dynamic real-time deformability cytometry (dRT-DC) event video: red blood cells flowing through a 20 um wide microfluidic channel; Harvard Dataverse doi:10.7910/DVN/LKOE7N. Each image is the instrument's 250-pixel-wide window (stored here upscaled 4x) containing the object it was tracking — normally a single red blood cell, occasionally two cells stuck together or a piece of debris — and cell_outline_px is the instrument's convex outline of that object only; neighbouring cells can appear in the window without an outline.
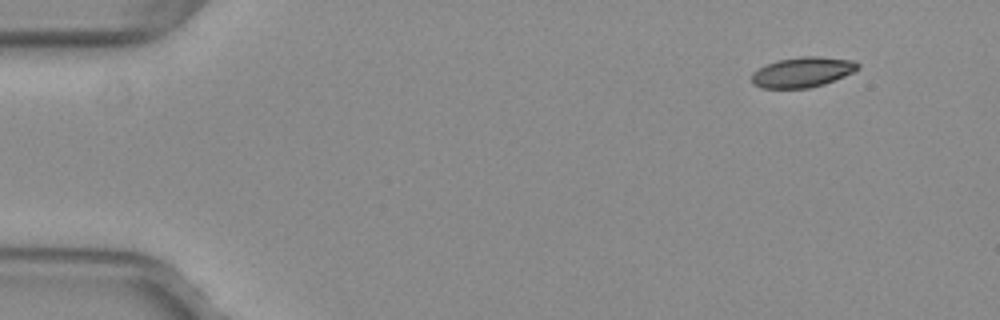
{"species": "common noctule bat (a hibernating species)", "species_latin": "Nyctalus noctula", "temperature_condition": "warm", "stored_images_in_passage": 43, "camera_frame_rate_fps": 3000, "um_per_image_px": 0.085, "animal": {"sex": "female", "body_mass_g": 29.2, "forearm_length_mm": 56.3}, "frame": {"image": 1, "passage_image": 1, "time_ms": 0.0, "image_size_px": [1000, 320], "cell_outline_px": [[860, 68], [844, 76], [824, 84], [808, 88], [764, 88], [752, 84], [752, 72], [764, 64], [776, 60], [800, 56], [816, 56], [852, 60], [860, 64]], "centroid_in_image_um": [68.18, 6.12], "position_along_channel_um": 16.8, "area_um2": 18.79}}
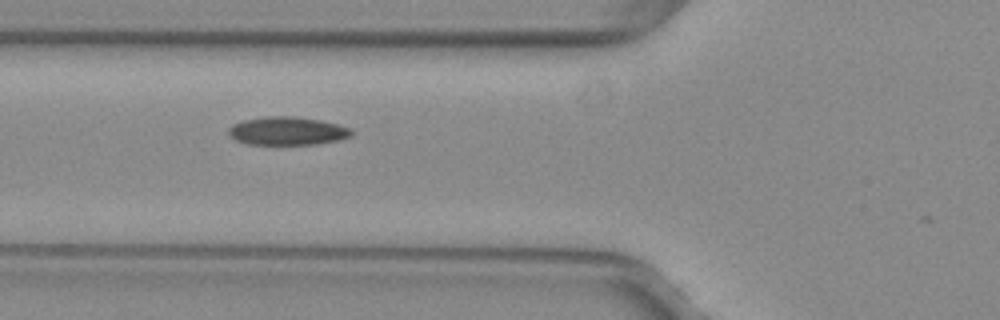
{"frame": {"image": 2, "passage_image": 16, "time_ms": 5.0, "image_size_px": [1000, 320], "cell_outline_px": [[352, 136], [340, 140], [316, 144], [248, 144], [236, 140], [228, 132], [228, 128], [232, 124], [244, 120], [264, 116], [292, 116], [320, 120], [352, 128]], "centroid_in_image_um": [24.44, 11.13], "position_along_channel_um": 101.4, "area_um2": 20.23}}
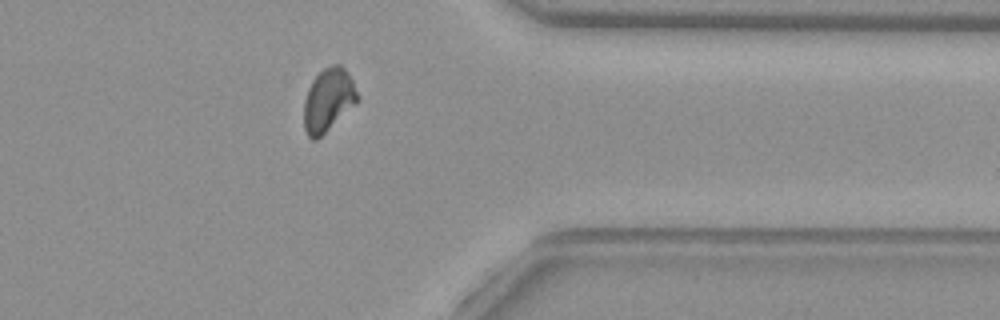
{"frame": {"image": 3, "passage_image": 38, "time_ms": 12.333, "image_size_px": [1000, 320], "cell_outline_px": [[360, 100], [356, 104], [316, 140], [312, 140], [308, 136], [304, 128], [304, 100], [308, 88], [312, 80], [324, 68], [332, 64], [340, 64], [344, 68], [352, 80], [360, 96]], "centroid_in_image_um": [27.91, 8.49], "position_along_channel_um": 383.5, "area_um2": 19.71}, "authors_computed_cell_mechanics": {"area_um2": 19.8254, "velocity_mm_per_s": 3.9982, "shape_relaxation_time_tau1_ms": 7.175, "shape_relaxation_time_tau2_ms": 2.8785, "deformation_change_tau1": 0.1518, "deformation_change_tau2": 0.0675}}